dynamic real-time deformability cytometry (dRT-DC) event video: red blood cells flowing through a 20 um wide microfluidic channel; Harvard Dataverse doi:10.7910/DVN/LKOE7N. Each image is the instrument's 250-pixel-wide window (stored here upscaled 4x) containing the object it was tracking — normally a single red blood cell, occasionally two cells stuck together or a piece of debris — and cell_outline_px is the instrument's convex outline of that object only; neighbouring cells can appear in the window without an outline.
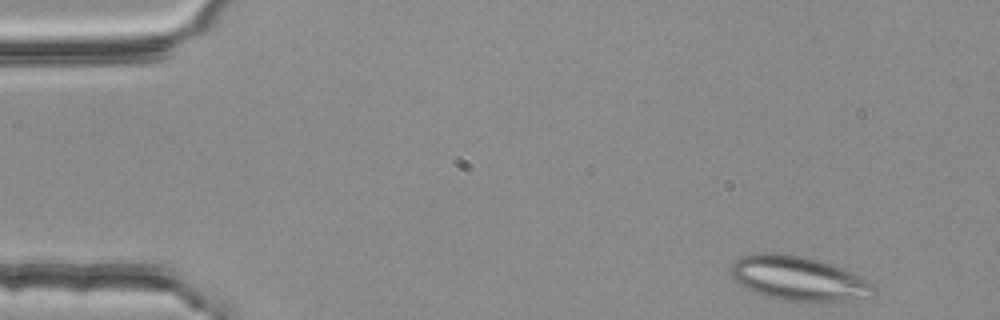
{"species": "common noctule bat (a hibernating species)", "species_latin": "Nyctalus noctula", "temperature_condition": "room temperature", "stored_images_in_passage": 4, "camera_frame_rate_fps": 3000, "um_per_image_px": 0.085, "animal": {"sex": "female", "body_mass_g": 25.1}, "frame": {"image": 1, "passage_image": 1, "time_ms": 0.0, "image_size_px": [1000, 320], "cell_outline_px": [[876, 296], [868, 300], [808, 304], [784, 300], [768, 296], [756, 292], [740, 284], [732, 276], [732, 264], [740, 256], [760, 252], [784, 252], [804, 256], [820, 260], [844, 268], [868, 280], [872, 284]], "centroid_in_image_um": [67.99, 23.7], "position_along_channel_um": 17.0, "area_um2": 38.15}}